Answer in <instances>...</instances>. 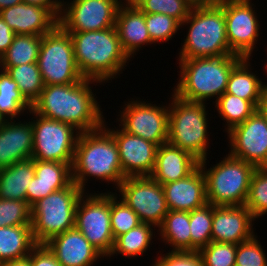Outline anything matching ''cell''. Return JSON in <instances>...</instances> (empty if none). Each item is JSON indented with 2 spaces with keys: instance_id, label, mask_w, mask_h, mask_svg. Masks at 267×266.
<instances>
[{
  "instance_id": "51",
  "label": "cell",
  "mask_w": 267,
  "mask_h": 266,
  "mask_svg": "<svg viewBox=\"0 0 267 266\" xmlns=\"http://www.w3.org/2000/svg\"><path fill=\"white\" fill-rule=\"evenodd\" d=\"M6 120L2 117V115L0 114V125H2Z\"/></svg>"
},
{
  "instance_id": "30",
  "label": "cell",
  "mask_w": 267,
  "mask_h": 266,
  "mask_svg": "<svg viewBox=\"0 0 267 266\" xmlns=\"http://www.w3.org/2000/svg\"><path fill=\"white\" fill-rule=\"evenodd\" d=\"M17 83L19 91L33 105L40 97L44 82L37 63L18 66H0Z\"/></svg>"
},
{
  "instance_id": "32",
  "label": "cell",
  "mask_w": 267,
  "mask_h": 266,
  "mask_svg": "<svg viewBox=\"0 0 267 266\" xmlns=\"http://www.w3.org/2000/svg\"><path fill=\"white\" fill-rule=\"evenodd\" d=\"M42 36L15 35L12 44L0 58V66L37 63Z\"/></svg>"
},
{
  "instance_id": "12",
  "label": "cell",
  "mask_w": 267,
  "mask_h": 266,
  "mask_svg": "<svg viewBox=\"0 0 267 266\" xmlns=\"http://www.w3.org/2000/svg\"><path fill=\"white\" fill-rule=\"evenodd\" d=\"M116 188L141 222L159 227L169 212L162 185L150 176L126 177Z\"/></svg>"
},
{
  "instance_id": "23",
  "label": "cell",
  "mask_w": 267,
  "mask_h": 266,
  "mask_svg": "<svg viewBox=\"0 0 267 266\" xmlns=\"http://www.w3.org/2000/svg\"><path fill=\"white\" fill-rule=\"evenodd\" d=\"M34 168L35 177L26 191V201L30 206L72 182L71 166L68 163L34 160Z\"/></svg>"
},
{
  "instance_id": "15",
  "label": "cell",
  "mask_w": 267,
  "mask_h": 266,
  "mask_svg": "<svg viewBox=\"0 0 267 266\" xmlns=\"http://www.w3.org/2000/svg\"><path fill=\"white\" fill-rule=\"evenodd\" d=\"M250 0H223L226 34L230 50L243 58H249L255 48L260 25Z\"/></svg>"
},
{
  "instance_id": "18",
  "label": "cell",
  "mask_w": 267,
  "mask_h": 266,
  "mask_svg": "<svg viewBox=\"0 0 267 266\" xmlns=\"http://www.w3.org/2000/svg\"><path fill=\"white\" fill-rule=\"evenodd\" d=\"M255 218L245 206H214L212 241L239 244L254 236Z\"/></svg>"
},
{
  "instance_id": "44",
  "label": "cell",
  "mask_w": 267,
  "mask_h": 266,
  "mask_svg": "<svg viewBox=\"0 0 267 266\" xmlns=\"http://www.w3.org/2000/svg\"><path fill=\"white\" fill-rule=\"evenodd\" d=\"M27 258L30 266H62L45 244H37Z\"/></svg>"
},
{
  "instance_id": "7",
  "label": "cell",
  "mask_w": 267,
  "mask_h": 266,
  "mask_svg": "<svg viewBox=\"0 0 267 266\" xmlns=\"http://www.w3.org/2000/svg\"><path fill=\"white\" fill-rule=\"evenodd\" d=\"M83 194L72 181L31 206L32 234L37 244H45L55 235L74 228L76 207Z\"/></svg>"
},
{
  "instance_id": "6",
  "label": "cell",
  "mask_w": 267,
  "mask_h": 266,
  "mask_svg": "<svg viewBox=\"0 0 267 266\" xmlns=\"http://www.w3.org/2000/svg\"><path fill=\"white\" fill-rule=\"evenodd\" d=\"M206 160L199 161V166L206 180L207 202L214 206L244 205L256 167L228 154L221 162L207 170Z\"/></svg>"
},
{
  "instance_id": "43",
  "label": "cell",
  "mask_w": 267,
  "mask_h": 266,
  "mask_svg": "<svg viewBox=\"0 0 267 266\" xmlns=\"http://www.w3.org/2000/svg\"><path fill=\"white\" fill-rule=\"evenodd\" d=\"M152 266H203L199 251H171L156 259Z\"/></svg>"
},
{
  "instance_id": "24",
  "label": "cell",
  "mask_w": 267,
  "mask_h": 266,
  "mask_svg": "<svg viewBox=\"0 0 267 266\" xmlns=\"http://www.w3.org/2000/svg\"><path fill=\"white\" fill-rule=\"evenodd\" d=\"M115 27L121 47L129 58L134 55L136 50L139 51L142 45L153 43L146 28L145 13L130 0H126L124 4L120 5Z\"/></svg>"
},
{
  "instance_id": "41",
  "label": "cell",
  "mask_w": 267,
  "mask_h": 266,
  "mask_svg": "<svg viewBox=\"0 0 267 266\" xmlns=\"http://www.w3.org/2000/svg\"><path fill=\"white\" fill-rule=\"evenodd\" d=\"M237 244L211 241L201 248L203 266H235Z\"/></svg>"
},
{
  "instance_id": "17",
  "label": "cell",
  "mask_w": 267,
  "mask_h": 266,
  "mask_svg": "<svg viewBox=\"0 0 267 266\" xmlns=\"http://www.w3.org/2000/svg\"><path fill=\"white\" fill-rule=\"evenodd\" d=\"M113 136L119 153L122 173L125 177L150 176L155 167L158 145L142 137L121 130L107 129Z\"/></svg>"
},
{
  "instance_id": "3",
  "label": "cell",
  "mask_w": 267,
  "mask_h": 266,
  "mask_svg": "<svg viewBox=\"0 0 267 266\" xmlns=\"http://www.w3.org/2000/svg\"><path fill=\"white\" fill-rule=\"evenodd\" d=\"M72 181L83 191L87 177L94 176L119 186L126 178L122 173L117 144L113 136L101 128L81 132L71 165Z\"/></svg>"
},
{
  "instance_id": "20",
  "label": "cell",
  "mask_w": 267,
  "mask_h": 266,
  "mask_svg": "<svg viewBox=\"0 0 267 266\" xmlns=\"http://www.w3.org/2000/svg\"><path fill=\"white\" fill-rule=\"evenodd\" d=\"M45 245L62 266H91L103 257L75 227L55 235Z\"/></svg>"
},
{
  "instance_id": "52",
  "label": "cell",
  "mask_w": 267,
  "mask_h": 266,
  "mask_svg": "<svg viewBox=\"0 0 267 266\" xmlns=\"http://www.w3.org/2000/svg\"><path fill=\"white\" fill-rule=\"evenodd\" d=\"M265 68H266V72H267V65H266V67H265ZM265 88H266V91H267V84L265 85Z\"/></svg>"
},
{
  "instance_id": "47",
  "label": "cell",
  "mask_w": 267,
  "mask_h": 266,
  "mask_svg": "<svg viewBox=\"0 0 267 266\" xmlns=\"http://www.w3.org/2000/svg\"><path fill=\"white\" fill-rule=\"evenodd\" d=\"M0 266H30L29 259L15 260L0 264Z\"/></svg>"
},
{
  "instance_id": "45",
  "label": "cell",
  "mask_w": 267,
  "mask_h": 266,
  "mask_svg": "<svg viewBox=\"0 0 267 266\" xmlns=\"http://www.w3.org/2000/svg\"><path fill=\"white\" fill-rule=\"evenodd\" d=\"M15 35V32L6 24V22L0 16V58L12 44Z\"/></svg>"
},
{
  "instance_id": "21",
  "label": "cell",
  "mask_w": 267,
  "mask_h": 266,
  "mask_svg": "<svg viewBox=\"0 0 267 266\" xmlns=\"http://www.w3.org/2000/svg\"><path fill=\"white\" fill-rule=\"evenodd\" d=\"M169 210L190 212L206 205V180L200 166L187 177L162 184Z\"/></svg>"
},
{
  "instance_id": "11",
  "label": "cell",
  "mask_w": 267,
  "mask_h": 266,
  "mask_svg": "<svg viewBox=\"0 0 267 266\" xmlns=\"http://www.w3.org/2000/svg\"><path fill=\"white\" fill-rule=\"evenodd\" d=\"M110 193L89 194L87 196L83 194L75 212L74 227L103 257L110 255L115 240L110 221ZM84 198L86 199L84 200Z\"/></svg>"
},
{
  "instance_id": "33",
  "label": "cell",
  "mask_w": 267,
  "mask_h": 266,
  "mask_svg": "<svg viewBox=\"0 0 267 266\" xmlns=\"http://www.w3.org/2000/svg\"><path fill=\"white\" fill-rule=\"evenodd\" d=\"M32 110V105L18 89L17 83L4 70L0 72V114L13 120L24 110Z\"/></svg>"
},
{
  "instance_id": "42",
  "label": "cell",
  "mask_w": 267,
  "mask_h": 266,
  "mask_svg": "<svg viewBox=\"0 0 267 266\" xmlns=\"http://www.w3.org/2000/svg\"><path fill=\"white\" fill-rule=\"evenodd\" d=\"M235 265L267 266V258L256 235L237 245Z\"/></svg>"
},
{
  "instance_id": "39",
  "label": "cell",
  "mask_w": 267,
  "mask_h": 266,
  "mask_svg": "<svg viewBox=\"0 0 267 266\" xmlns=\"http://www.w3.org/2000/svg\"><path fill=\"white\" fill-rule=\"evenodd\" d=\"M31 224V206L27 201L0 199V227Z\"/></svg>"
},
{
  "instance_id": "31",
  "label": "cell",
  "mask_w": 267,
  "mask_h": 266,
  "mask_svg": "<svg viewBox=\"0 0 267 266\" xmlns=\"http://www.w3.org/2000/svg\"><path fill=\"white\" fill-rule=\"evenodd\" d=\"M153 226L149 223H140L127 233L117 236L113 249L109 255L121 253L125 257H136L146 252L153 237Z\"/></svg>"
},
{
  "instance_id": "2",
  "label": "cell",
  "mask_w": 267,
  "mask_h": 266,
  "mask_svg": "<svg viewBox=\"0 0 267 266\" xmlns=\"http://www.w3.org/2000/svg\"><path fill=\"white\" fill-rule=\"evenodd\" d=\"M68 33L77 67L85 79L99 83L113 79L130 60L121 47L115 26L100 31Z\"/></svg>"
},
{
  "instance_id": "16",
  "label": "cell",
  "mask_w": 267,
  "mask_h": 266,
  "mask_svg": "<svg viewBox=\"0 0 267 266\" xmlns=\"http://www.w3.org/2000/svg\"><path fill=\"white\" fill-rule=\"evenodd\" d=\"M227 133L230 156L256 168H263L267 164V120L259 109Z\"/></svg>"
},
{
  "instance_id": "37",
  "label": "cell",
  "mask_w": 267,
  "mask_h": 266,
  "mask_svg": "<svg viewBox=\"0 0 267 266\" xmlns=\"http://www.w3.org/2000/svg\"><path fill=\"white\" fill-rule=\"evenodd\" d=\"M256 219L267 214V169L256 168L244 204Z\"/></svg>"
},
{
  "instance_id": "36",
  "label": "cell",
  "mask_w": 267,
  "mask_h": 266,
  "mask_svg": "<svg viewBox=\"0 0 267 266\" xmlns=\"http://www.w3.org/2000/svg\"><path fill=\"white\" fill-rule=\"evenodd\" d=\"M143 13L166 14L182 23L193 8L189 0H130Z\"/></svg>"
},
{
  "instance_id": "27",
  "label": "cell",
  "mask_w": 267,
  "mask_h": 266,
  "mask_svg": "<svg viewBox=\"0 0 267 266\" xmlns=\"http://www.w3.org/2000/svg\"><path fill=\"white\" fill-rule=\"evenodd\" d=\"M36 245L31 225L0 227V264L27 258Z\"/></svg>"
},
{
  "instance_id": "40",
  "label": "cell",
  "mask_w": 267,
  "mask_h": 266,
  "mask_svg": "<svg viewBox=\"0 0 267 266\" xmlns=\"http://www.w3.org/2000/svg\"><path fill=\"white\" fill-rule=\"evenodd\" d=\"M145 24L153 43L169 41L181 26L177 19L161 13H145Z\"/></svg>"
},
{
  "instance_id": "38",
  "label": "cell",
  "mask_w": 267,
  "mask_h": 266,
  "mask_svg": "<svg viewBox=\"0 0 267 266\" xmlns=\"http://www.w3.org/2000/svg\"><path fill=\"white\" fill-rule=\"evenodd\" d=\"M110 194V221L114 239L127 233L141 222L139 216L123 201Z\"/></svg>"
},
{
  "instance_id": "22",
  "label": "cell",
  "mask_w": 267,
  "mask_h": 266,
  "mask_svg": "<svg viewBox=\"0 0 267 266\" xmlns=\"http://www.w3.org/2000/svg\"><path fill=\"white\" fill-rule=\"evenodd\" d=\"M6 120L0 125V169L16 162L31 159L33 151V127L31 122L24 124Z\"/></svg>"
},
{
  "instance_id": "50",
  "label": "cell",
  "mask_w": 267,
  "mask_h": 266,
  "mask_svg": "<svg viewBox=\"0 0 267 266\" xmlns=\"http://www.w3.org/2000/svg\"><path fill=\"white\" fill-rule=\"evenodd\" d=\"M258 109L261 111V113L267 120V93L265 94L263 101L259 104Z\"/></svg>"
},
{
  "instance_id": "5",
  "label": "cell",
  "mask_w": 267,
  "mask_h": 266,
  "mask_svg": "<svg viewBox=\"0 0 267 266\" xmlns=\"http://www.w3.org/2000/svg\"><path fill=\"white\" fill-rule=\"evenodd\" d=\"M184 23L190 24V27L179 60L236 55L228 45L222 2L193 6L181 26Z\"/></svg>"
},
{
  "instance_id": "19",
  "label": "cell",
  "mask_w": 267,
  "mask_h": 266,
  "mask_svg": "<svg viewBox=\"0 0 267 266\" xmlns=\"http://www.w3.org/2000/svg\"><path fill=\"white\" fill-rule=\"evenodd\" d=\"M0 16L16 35L43 36L58 25L49 9L25 2L0 10Z\"/></svg>"
},
{
  "instance_id": "1",
  "label": "cell",
  "mask_w": 267,
  "mask_h": 266,
  "mask_svg": "<svg viewBox=\"0 0 267 266\" xmlns=\"http://www.w3.org/2000/svg\"><path fill=\"white\" fill-rule=\"evenodd\" d=\"M99 82L83 79L77 83L45 85L32 110L43 117L67 123L80 133L101 128L104 117L89 84Z\"/></svg>"
},
{
  "instance_id": "46",
  "label": "cell",
  "mask_w": 267,
  "mask_h": 266,
  "mask_svg": "<svg viewBox=\"0 0 267 266\" xmlns=\"http://www.w3.org/2000/svg\"><path fill=\"white\" fill-rule=\"evenodd\" d=\"M23 2L49 9L58 19L60 17L62 2L59 0H23Z\"/></svg>"
},
{
  "instance_id": "13",
  "label": "cell",
  "mask_w": 267,
  "mask_h": 266,
  "mask_svg": "<svg viewBox=\"0 0 267 266\" xmlns=\"http://www.w3.org/2000/svg\"><path fill=\"white\" fill-rule=\"evenodd\" d=\"M121 0H73L62 3L58 24L66 32L100 31L115 26ZM67 5L66 7L64 5Z\"/></svg>"
},
{
  "instance_id": "8",
  "label": "cell",
  "mask_w": 267,
  "mask_h": 266,
  "mask_svg": "<svg viewBox=\"0 0 267 266\" xmlns=\"http://www.w3.org/2000/svg\"><path fill=\"white\" fill-rule=\"evenodd\" d=\"M169 104L168 143L188 151L199 161L207 159L208 118L205 104L172 95Z\"/></svg>"
},
{
  "instance_id": "10",
  "label": "cell",
  "mask_w": 267,
  "mask_h": 266,
  "mask_svg": "<svg viewBox=\"0 0 267 266\" xmlns=\"http://www.w3.org/2000/svg\"><path fill=\"white\" fill-rule=\"evenodd\" d=\"M31 113L36 117V120L31 121L33 127L31 158L68 163L71 166L80 132L70 124L43 117L33 110Z\"/></svg>"
},
{
  "instance_id": "4",
  "label": "cell",
  "mask_w": 267,
  "mask_h": 266,
  "mask_svg": "<svg viewBox=\"0 0 267 266\" xmlns=\"http://www.w3.org/2000/svg\"><path fill=\"white\" fill-rule=\"evenodd\" d=\"M242 59L226 55L179 60L181 75L173 94L190 102L205 103L215 96L217 101L226 91L232 69Z\"/></svg>"
},
{
  "instance_id": "49",
  "label": "cell",
  "mask_w": 267,
  "mask_h": 266,
  "mask_svg": "<svg viewBox=\"0 0 267 266\" xmlns=\"http://www.w3.org/2000/svg\"><path fill=\"white\" fill-rule=\"evenodd\" d=\"M194 6L195 5H214L219 4L223 0H189Z\"/></svg>"
},
{
  "instance_id": "34",
  "label": "cell",
  "mask_w": 267,
  "mask_h": 266,
  "mask_svg": "<svg viewBox=\"0 0 267 266\" xmlns=\"http://www.w3.org/2000/svg\"><path fill=\"white\" fill-rule=\"evenodd\" d=\"M215 102L219 115L222 116V120L227 122V132L244 122L258 109L249 100L241 99L229 93H224Z\"/></svg>"
},
{
  "instance_id": "35",
  "label": "cell",
  "mask_w": 267,
  "mask_h": 266,
  "mask_svg": "<svg viewBox=\"0 0 267 266\" xmlns=\"http://www.w3.org/2000/svg\"><path fill=\"white\" fill-rule=\"evenodd\" d=\"M189 214L191 251H199L212 241L213 204L207 203Z\"/></svg>"
},
{
  "instance_id": "28",
  "label": "cell",
  "mask_w": 267,
  "mask_h": 266,
  "mask_svg": "<svg viewBox=\"0 0 267 266\" xmlns=\"http://www.w3.org/2000/svg\"><path fill=\"white\" fill-rule=\"evenodd\" d=\"M35 177L34 159L0 169V199L26 201L27 187Z\"/></svg>"
},
{
  "instance_id": "9",
  "label": "cell",
  "mask_w": 267,
  "mask_h": 266,
  "mask_svg": "<svg viewBox=\"0 0 267 266\" xmlns=\"http://www.w3.org/2000/svg\"><path fill=\"white\" fill-rule=\"evenodd\" d=\"M37 64L44 85H64L85 79L79 71L71 36L59 24L42 36Z\"/></svg>"
},
{
  "instance_id": "48",
  "label": "cell",
  "mask_w": 267,
  "mask_h": 266,
  "mask_svg": "<svg viewBox=\"0 0 267 266\" xmlns=\"http://www.w3.org/2000/svg\"><path fill=\"white\" fill-rule=\"evenodd\" d=\"M23 0H0V10L22 3Z\"/></svg>"
},
{
  "instance_id": "29",
  "label": "cell",
  "mask_w": 267,
  "mask_h": 266,
  "mask_svg": "<svg viewBox=\"0 0 267 266\" xmlns=\"http://www.w3.org/2000/svg\"><path fill=\"white\" fill-rule=\"evenodd\" d=\"M159 231L163 241L171 245L173 251H191L189 212L169 210Z\"/></svg>"
},
{
  "instance_id": "26",
  "label": "cell",
  "mask_w": 267,
  "mask_h": 266,
  "mask_svg": "<svg viewBox=\"0 0 267 266\" xmlns=\"http://www.w3.org/2000/svg\"><path fill=\"white\" fill-rule=\"evenodd\" d=\"M248 60L249 58H243L232 69L225 93L249 100L258 108L267 91L265 84L249 70L250 63Z\"/></svg>"
},
{
  "instance_id": "25",
  "label": "cell",
  "mask_w": 267,
  "mask_h": 266,
  "mask_svg": "<svg viewBox=\"0 0 267 266\" xmlns=\"http://www.w3.org/2000/svg\"><path fill=\"white\" fill-rule=\"evenodd\" d=\"M199 166V160L188 151L168 142L158 146L155 167L150 177L161 185L187 177Z\"/></svg>"
},
{
  "instance_id": "14",
  "label": "cell",
  "mask_w": 267,
  "mask_h": 266,
  "mask_svg": "<svg viewBox=\"0 0 267 266\" xmlns=\"http://www.w3.org/2000/svg\"><path fill=\"white\" fill-rule=\"evenodd\" d=\"M121 112L119 126L128 134L142 137L160 146L168 141L169 107L145 101H129Z\"/></svg>"
}]
</instances>
